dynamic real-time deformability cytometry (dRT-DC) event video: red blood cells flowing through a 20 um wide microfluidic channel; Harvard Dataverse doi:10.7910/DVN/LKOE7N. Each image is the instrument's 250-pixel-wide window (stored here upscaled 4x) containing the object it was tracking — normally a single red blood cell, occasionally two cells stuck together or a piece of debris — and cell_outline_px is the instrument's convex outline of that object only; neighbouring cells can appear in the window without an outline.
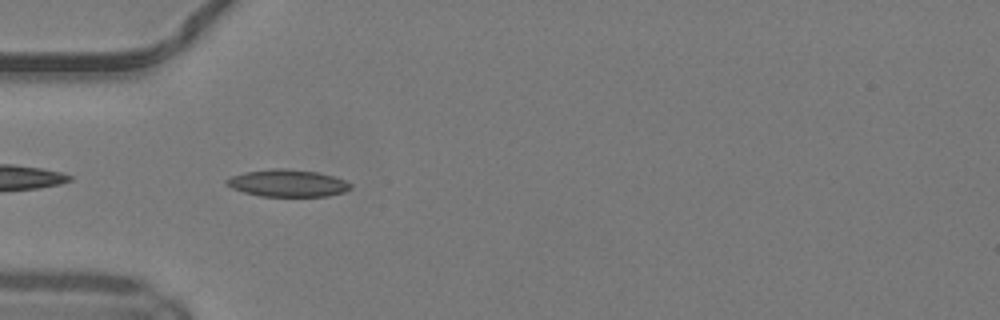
{"species": "common noctule bat (a hibernating species)", "species_latin": "Nyctalus noctula", "temperature_condition": "warm", "stored_images_in_passage": 35, "camera_frame_rate_fps": 3000, "um_per_image_px": 0.085, "animal": {"sex": "male", "body_mass_g": 19.2, "forearm_length_mm": 51.8}, "frame": {"image": 1, "passage_image": 2, "time_ms": 0.333, "image_size_px": [1000, 320], "cell_outline_px": [[352, 188], [344, 192], [328, 196], [260, 196], [244, 192], [232, 188], [224, 184], [224, 180], [232, 176], [244, 172], [272, 168], [284, 168], [316, 172], [332, 176], [344, 180], [352, 184]], "centroid_in_image_um": [24.42, 15.57], "position_along_channel_um": 60.6, "area_um2": 19.65}}
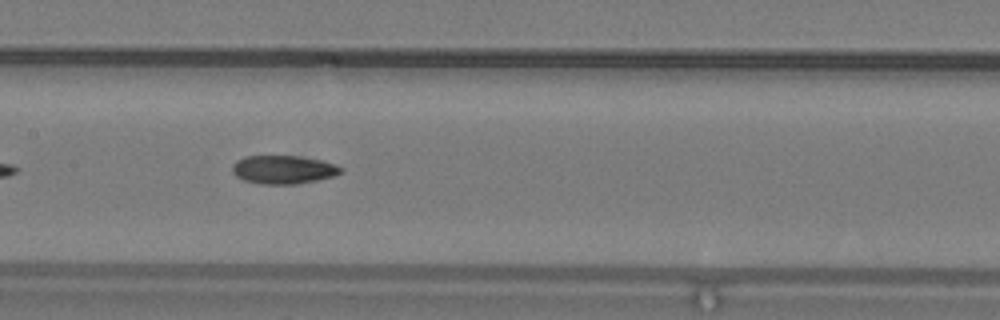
{"frame": {"image": 2, "passage_image": 11, "time_ms": 3.333, "image_size_px": [1000, 320], "cell_outline_px": [[344, 172], [336, 176], [296, 184], [260, 184], [244, 180], [236, 176], [232, 172], [232, 164], [236, 160], [244, 156], [300, 156], [320, 160], [336, 164], [344, 168]], "centroid_in_image_um": [24.11, 14.41], "position_along_channel_um": 183.3, "area_um2": 18.21}}
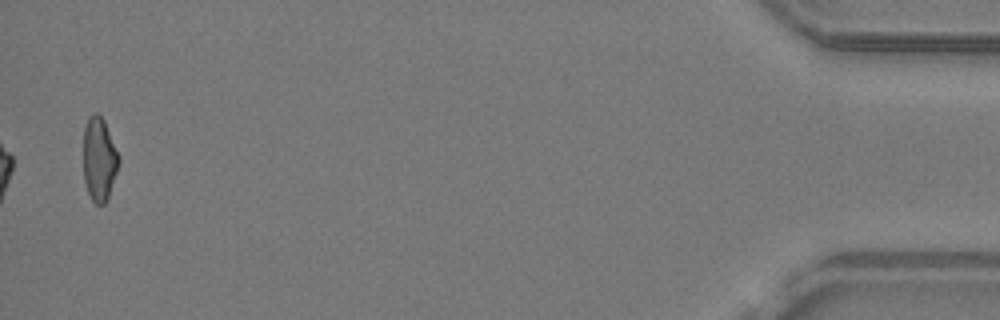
{"frame": {"image": 3, "passage_image": 35, "time_ms": 11.333, "image_size_px": [1000, 320], "cell_outline_px": [[120, 160], [108, 196], [104, 204], [96, 204], [92, 200], [88, 192], [84, 180], [84, 128], [88, 116], [96, 112], [104, 120], [120, 156]], "centroid_in_image_um": [8.43, 13.5], "position_along_channel_um": 426.8, "area_um2": 17.11}, "authors_computed_cell_mechanics": {"area_um2": 18.0336, "velocity_mm_per_s": 4.182, "shape_relaxation_time_tau1_ms": 10.5532, "shape_relaxation_time_tau2_ms": 2.7093, "deformation_change_tau1": 0.2681, "deformation_change_tau2": 0.0962}}